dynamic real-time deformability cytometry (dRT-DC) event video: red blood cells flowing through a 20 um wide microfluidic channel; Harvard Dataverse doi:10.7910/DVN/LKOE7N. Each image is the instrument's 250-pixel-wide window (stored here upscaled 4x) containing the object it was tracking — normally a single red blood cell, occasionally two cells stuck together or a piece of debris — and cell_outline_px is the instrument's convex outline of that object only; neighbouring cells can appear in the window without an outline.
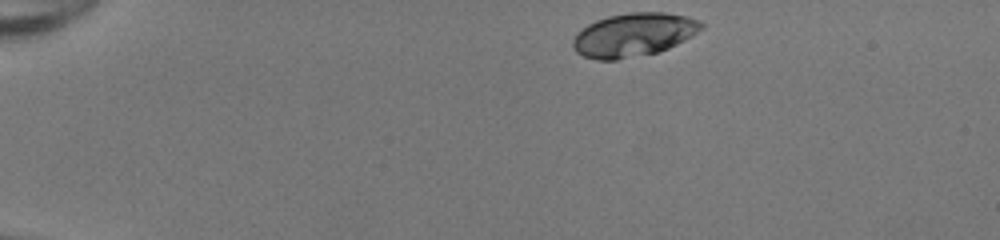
{"species": "human", "species_latin": "Homo sapiens", "temperature_condition": "room temperature", "stored_images_in_passage": 42, "camera_frame_rate_fps": 3000, "um_per_image_px": 0.085, "donor": {"sex": "female"}, "frame": {"image": 1, "passage_image": 1, "time_ms": 0.0, "image_size_px": [1000, 240], "cell_outline_px": [[704, 28], [692, 36], [660, 52], [616, 60], [596, 60], [584, 56], [576, 52], [572, 48], [572, 40], [588, 24], [596, 20], [608, 16], [628, 12], [664, 12], [684, 16], [700, 20], [704, 24]], "centroid_in_image_um": [53.87, 2.96], "position_along_channel_um": 31.1, "area_um2": 32.6}}
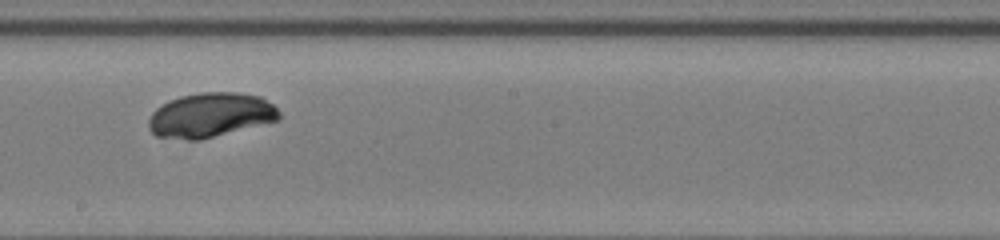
{"frame": {"image": 2, "passage_image": 22, "time_ms": 7.0, "image_size_px": [1000, 240], "cell_outline_px": [[280, 120], [200, 140], [188, 140], [156, 136], [148, 128], [148, 120], [152, 112], [160, 104], [168, 100], [180, 96], [200, 92], [236, 92], [260, 96], [272, 104], [280, 112]], "centroid_in_image_um": [17.87, 9.78], "position_along_channel_um": 230.3, "area_um2": 34.1}}
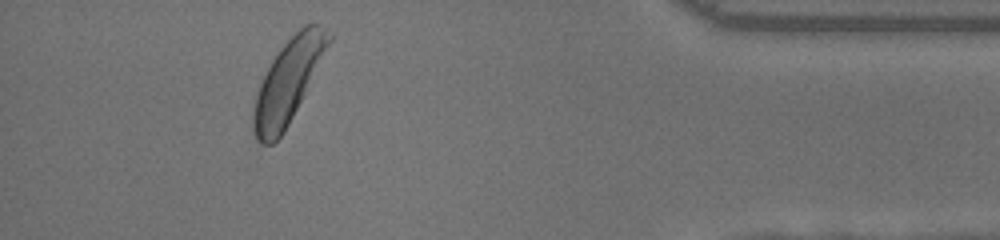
{"frame": {"image": 3, "passage_image": 38, "time_ms": 12.333, "image_size_px": [1000, 240], "cell_outline_px": [[332, 40], [284, 132], [272, 144], [260, 144], [256, 140], [252, 132], [252, 108], [260, 84], [272, 60], [280, 48], [304, 24], [316, 24], [332, 36]], "centroid_in_image_um": [24.44, 6.96], "position_along_channel_um": 410.8, "area_um2": 35.6}, "authors_computed_cell_mechanics": {"area_um2": 33.8997, "velocity_mm_per_s": 4.1205, "shape_relaxation_time_tau1_ms": 1.023, "shape_relaxation_time_tau2_ms": null, "deformation_change_tau1": 0.0794, "deformation_change_tau2": null}}